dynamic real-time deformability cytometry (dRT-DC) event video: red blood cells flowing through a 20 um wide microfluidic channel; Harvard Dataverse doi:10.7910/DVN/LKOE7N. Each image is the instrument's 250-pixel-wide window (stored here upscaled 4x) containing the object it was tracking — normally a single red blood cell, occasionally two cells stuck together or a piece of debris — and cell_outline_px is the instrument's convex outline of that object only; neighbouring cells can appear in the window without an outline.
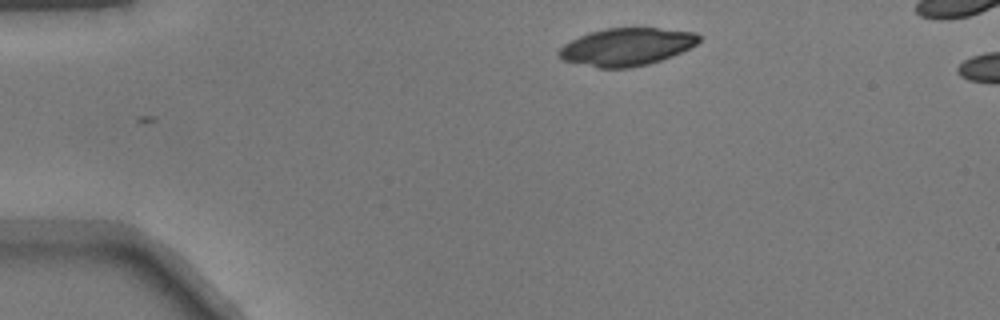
{"species": "common noctule bat (a hibernating species)", "species_latin": "Nyctalus noctula", "temperature_condition": "warm", "stored_images_in_passage": 35, "camera_frame_rate_fps": 3000, "um_per_image_px": 0.085, "animal": {"sex": "male", "body_mass_g": 17.9}, "frame": {"image": 1, "passage_image": 1, "time_ms": 0.0, "image_size_px": [1000, 320], "cell_outline_px": [[700, 40], [696, 44], [672, 56], [648, 64], [628, 68], [596, 68], [560, 60], [556, 56], [556, 52], [564, 44], [580, 36], [604, 28], [656, 28], [696, 32], [700, 36]], "centroid_in_image_um": [53.21, 3.99], "position_along_channel_um": 31.8, "area_um2": 30.75}}
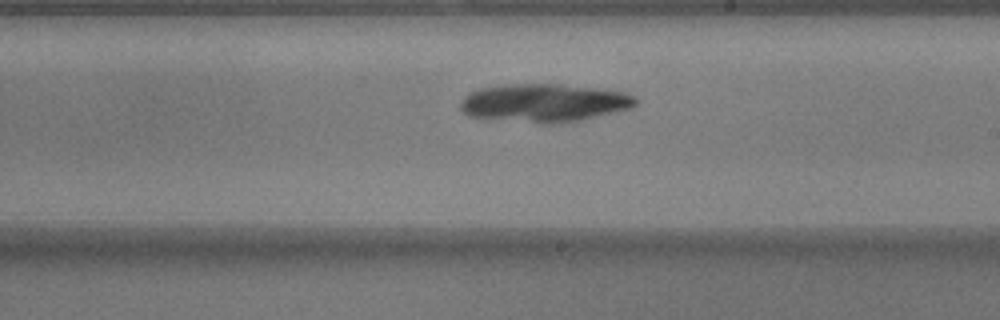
{"frame": {"image": 2, "passage_image": 21, "time_ms": 6.667, "image_size_px": [1000, 320], "cell_outline_px": [[640, 100], [632, 108], [572, 124], [540, 124], [468, 116], [460, 108], [460, 104], [464, 96], [480, 88], [508, 84], [560, 84], [600, 88], [624, 92], [636, 96]], "centroid_in_image_um": [46.35, 8.77], "position_along_channel_um": 242.6, "area_um2": 39.94}}
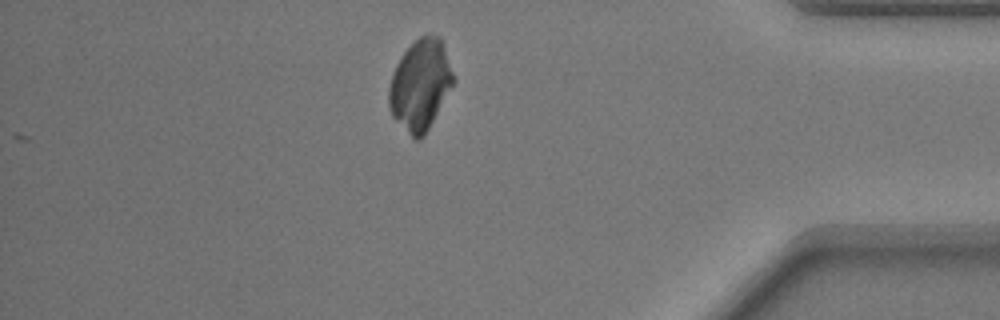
{"frame": {"image": 3, "passage_image": 35, "time_ms": 11.333, "image_size_px": [1000, 320], "cell_outline_px": [[456, 80], [424, 136], [420, 140], [416, 140], [392, 116], [388, 108], [388, 88], [392, 72], [400, 56], [420, 36], [428, 32], [440, 36]], "centroid_in_image_um": [35.72, 7.19], "position_along_channel_um": 399.5, "area_um2": 34.16}}